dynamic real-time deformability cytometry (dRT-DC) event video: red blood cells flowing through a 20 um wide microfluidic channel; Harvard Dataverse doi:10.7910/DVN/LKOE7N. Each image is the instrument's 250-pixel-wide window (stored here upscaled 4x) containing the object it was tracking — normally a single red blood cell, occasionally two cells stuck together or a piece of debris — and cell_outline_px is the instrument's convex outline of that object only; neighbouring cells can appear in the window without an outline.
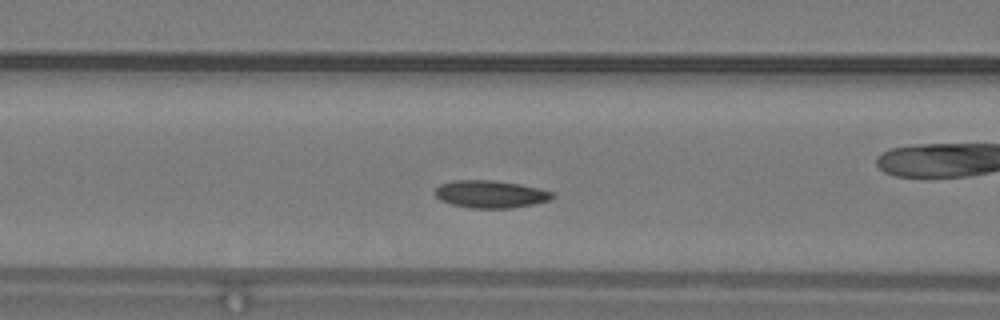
{"species": "common noctule bat (a hibernating species)", "species_latin": "Nyctalus noctula", "temperature_condition": "warm", "stored_images_in_passage": 36, "camera_frame_rate_fps": 3000, "um_per_image_px": 0.085, "animal": {"sex": "male", "body_mass_g": 19.2, "forearm_length_mm": 51.8}, "frame": {"image": 1, "passage_image": 6, "time_ms": 1.667, "image_size_px": [1000, 320], "cell_outline_px": [[556, 196], [548, 200], [532, 204], [512, 208], [472, 208], [452, 204], [440, 200], [432, 192], [440, 184], [456, 180], [496, 180], [520, 184], [540, 188], [556, 192]], "centroid_in_image_um": [41.71, 16.49], "position_along_channel_um": 124.9, "area_um2": 18.96}, "authors_computed_cell_mechanics": {"area_um2": 18.4671, "velocity_mm_per_s": 4.1704, "shape_relaxation_time_tau1_ms": 3.0594, "shape_relaxation_time_tau2_ms": null, "deformation_change_tau1": 0.0882, "deformation_change_tau2": null}}